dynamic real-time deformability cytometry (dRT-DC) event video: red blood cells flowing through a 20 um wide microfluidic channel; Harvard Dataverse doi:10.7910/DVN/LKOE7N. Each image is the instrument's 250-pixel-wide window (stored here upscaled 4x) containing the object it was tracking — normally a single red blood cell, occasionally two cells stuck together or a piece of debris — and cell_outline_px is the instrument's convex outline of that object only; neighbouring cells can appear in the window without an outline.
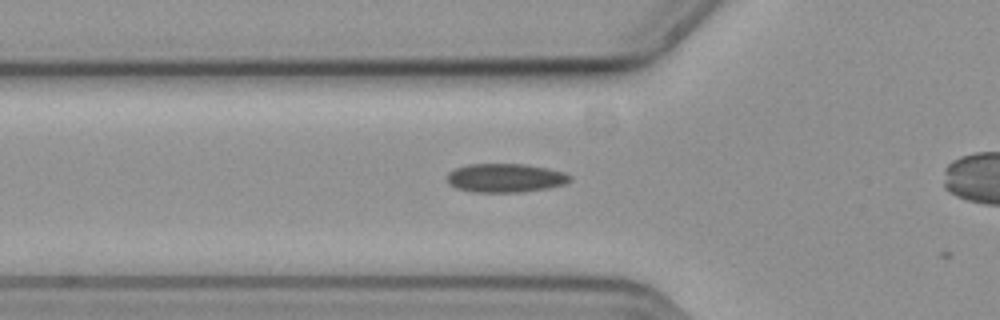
{"species": "common noctule bat (a hibernating species)", "species_latin": "Nyctalus noctula", "temperature_condition": "cold", "stored_images_in_passage": 13, "camera_frame_rate_fps": 3000, "um_per_image_px": 0.085, "animal": {"sex": "female", "body_mass_g": 19.3, "forearm_length_mm": 54.1}, "frame": {"image": 1, "passage_image": 12, "time_ms": 3.667, "image_size_px": [1000, 320], "cell_outline_px": [[572, 180], [564, 184], [548, 188], [520, 192], [472, 192], [456, 188], [448, 184], [448, 172], [456, 168], [468, 164], [524, 164], [548, 168], [564, 172], [572, 176]], "centroid_in_image_um": [42.96, 15.12], "position_along_channel_um": 82.8, "area_um2": 20.69}}